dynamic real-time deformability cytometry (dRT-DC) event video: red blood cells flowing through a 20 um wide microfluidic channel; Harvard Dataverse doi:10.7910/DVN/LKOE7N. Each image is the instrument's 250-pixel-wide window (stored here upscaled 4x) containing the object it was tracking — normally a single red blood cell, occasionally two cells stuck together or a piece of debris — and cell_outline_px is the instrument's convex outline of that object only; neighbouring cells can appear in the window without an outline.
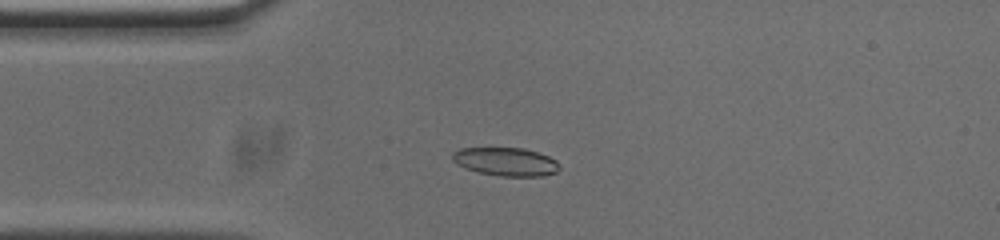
{"species": "common noctule bat (a hibernating species)", "species_latin": "Nyctalus noctula", "temperature_condition": "cold", "stored_images_in_passage": 52, "camera_frame_rate_fps": 3000, "um_per_image_px": 0.085, "animal": {"sex": "male", "body_mass_g": 20.0, "forearm_length_mm": 53.3}, "frame": {"image": 1, "passage_image": 11, "time_ms": 3.333, "image_size_px": [1000, 240], "cell_outline_px": [[560, 168], [556, 172], [544, 176], [500, 176], [476, 172], [464, 168], [456, 164], [452, 160], [452, 152], [460, 148], [524, 148], [548, 156], [556, 160], [560, 164]], "centroid_in_image_um": [42.97, 13.75], "position_along_channel_um": 42.0, "area_um2": 17.86}}
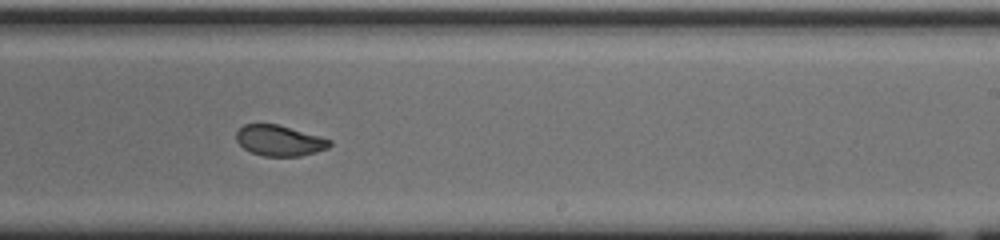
{"frame": {"image": 2, "passage_image": 30, "time_ms": 9.667, "image_size_px": [1000, 240], "cell_outline_px": [[332, 144], [328, 148], [316, 152], [300, 156], [264, 156], [252, 152], [244, 148], [236, 140], [236, 132], [244, 124], [276, 124], [320, 136], [332, 140]], "centroid_in_image_um": [23.77, 11.95], "position_along_channel_um": 265.2, "area_um2": 16.59}}
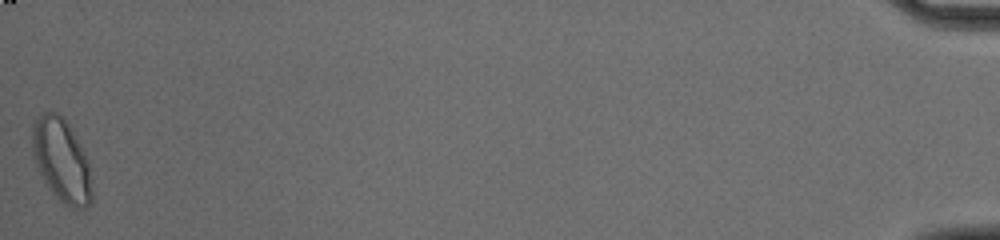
{"frame": {"image": 3, "passage_image": 52, "time_ms": 17.0, "image_size_px": [1000, 240], "cell_outline_px": [[92, 200], [84, 208], [72, 208], [64, 204], [52, 192], [40, 172], [32, 156], [32, 124], [44, 112], [56, 112], [64, 116], [72, 128], [88, 160], [92, 192]], "centroid_in_image_um": [5.24, 13.6], "position_along_channel_um": 430.0, "area_um2": 28.84}, "authors_computed_cell_mechanics": {"area_um2": 17.7157, "velocity_mm_per_s": 3.7439, "shape_relaxation_time_tau1_ms": 9.222, "shape_relaxation_time_tau2_ms": 1.425, "deformation_change_tau1": 0.2175, "deformation_change_tau2": 0.0565}}